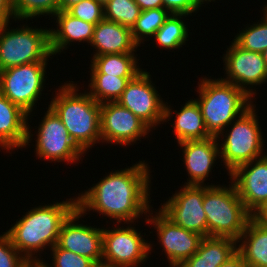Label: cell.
<instances>
[{"mask_svg":"<svg viewBox=\"0 0 267 267\" xmlns=\"http://www.w3.org/2000/svg\"><path fill=\"white\" fill-rule=\"evenodd\" d=\"M262 55H263L264 61L266 62V65H267V49H265L263 51Z\"/></svg>","mask_w":267,"mask_h":267,"instance_id":"obj_42","label":"cell"},{"mask_svg":"<svg viewBox=\"0 0 267 267\" xmlns=\"http://www.w3.org/2000/svg\"><path fill=\"white\" fill-rule=\"evenodd\" d=\"M28 113L0 92V146L6 150L26 147L31 140Z\"/></svg>","mask_w":267,"mask_h":267,"instance_id":"obj_19","label":"cell"},{"mask_svg":"<svg viewBox=\"0 0 267 267\" xmlns=\"http://www.w3.org/2000/svg\"><path fill=\"white\" fill-rule=\"evenodd\" d=\"M224 56L227 78L221 80L234 84L247 92L252 98L256 94L248 85H260L267 82V65L261 53L247 51L239 47L234 41L227 48ZM247 85V86H245Z\"/></svg>","mask_w":267,"mask_h":267,"instance_id":"obj_14","label":"cell"},{"mask_svg":"<svg viewBox=\"0 0 267 267\" xmlns=\"http://www.w3.org/2000/svg\"><path fill=\"white\" fill-rule=\"evenodd\" d=\"M30 262L12 244L7 233L0 235V267H29Z\"/></svg>","mask_w":267,"mask_h":267,"instance_id":"obj_34","label":"cell"},{"mask_svg":"<svg viewBox=\"0 0 267 267\" xmlns=\"http://www.w3.org/2000/svg\"><path fill=\"white\" fill-rule=\"evenodd\" d=\"M163 8L170 14H186L196 12L200 7L199 0H162Z\"/></svg>","mask_w":267,"mask_h":267,"instance_id":"obj_35","label":"cell"},{"mask_svg":"<svg viewBox=\"0 0 267 267\" xmlns=\"http://www.w3.org/2000/svg\"><path fill=\"white\" fill-rule=\"evenodd\" d=\"M219 267H249V265L244 261L241 254L237 251L232 257H230Z\"/></svg>","mask_w":267,"mask_h":267,"instance_id":"obj_37","label":"cell"},{"mask_svg":"<svg viewBox=\"0 0 267 267\" xmlns=\"http://www.w3.org/2000/svg\"><path fill=\"white\" fill-rule=\"evenodd\" d=\"M150 78L146 71L138 73L116 102L129 109L149 128H155L160 122L170 120L172 109L160 99Z\"/></svg>","mask_w":267,"mask_h":267,"instance_id":"obj_8","label":"cell"},{"mask_svg":"<svg viewBox=\"0 0 267 267\" xmlns=\"http://www.w3.org/2000/svg\"><path fill=\"white\" fill-rule=\"evenodd\" d=\"M219 139L211 136L203 140H188L178 143L183 148L184 164L186 166L189 182L186 185H203L219 157Z\"/></svg>","mask_w":267,"mask_h":267,"instance_id":"obj_18","label":"cell"},{"mask_svg":"<svg viewBox=\"0 0 267 267\" xmlns=\"http://www.w3.org/2000/svg\"><path fill=\"white\" fill-rule=\"evenodd\" d=\"M104 18L132 29L141 9L134 0H103Z\"/></svg>","mask_w":267,"mask_h":267,"instance_id":"obj_29","label":"cell"},{"mask_svg":"<svg viewBox=\"0 0 267 267\" xmlns=\"http://www.w3.org/2000/svg\"><path fill=\"white\" fill-rule=\"evenodd\" d=\"M151 247L132 226L103 229L102 264L110 267L136 266L145 262Z\"/></svg>","mask_w":267,"mask_h":267,"instance_id":"obj_10","label":"cell"},{"mask_svg":"<svg viewBox=\"0 0 267 267\" xmlns=\"http://www.w3.org/2000/svg\"><path fill=\"white\" fill-rule=\"evenodd\" d=\"M229 175L246 209L254 215L267 201V154L238 166Z\"/></svg>","mask_w":267,"mask_h":267,"instance_id":"obj_16","label":"cell"},{"mask_svg":"<svg viewBox=\"0 0 267 267\" xmlns=\"http://www.w3.org/2000/svg\"><path fill=\"white\" fill-rule=\"evenodd\" d=\"M76 87L65 83L49 106L60 117L75 144L85 152L101 140V104L88 92L78 94Z\"/></svg>","mask_w":267,"mask_h":267,"instance_id":"obj_3","label":"cell"},{"mask_svg":"<svg viewBox=\"0 0 267 267\" xmlns=\"http://www.w3.org/2000/svg\"><path fill=\"white\" fill-rule=\"evenodd\" d=\"M147 223L154 224L157 229L159 243L162 244L170 267H178L189 259L199 248L202 235L176 225L161 210L150 218Z\"/></svg>","mask_w":267,"mask_h":267,"instance_id":"obj_15","label":"cell"},{"mask_svg":"<svg viewBox=\"0 0 267 267\" xmlns=\"http://www.w3.org/2000/svg\"><path fill=\"white\" fill-rule=\"evenodd\" d=\"M14 19H31L37 15L54 16L60 11V0H11Z\"/></svg>","mask_w":267,"mask_h":267,"instance_id":"obj_30","label":"cell"},{"mask_svg":"<svg viewBox=\"0 0 267 267\" xmlns=\"http://www.w3.org/2000/svg\"><path fill=\"white\" fill-rule=\"evenodd\" d=\"M10 18L14 19L11 0H0V25L10 22Z\"/></svg>","mask_w":267,"mask_h":267,"instance_id":"obj_36","label":"cell"},{"mask_svg":"<svg viewBox=\"0 0 267 267\" xmlns=\"http://www.w3.org/2000/svg\"><path fill=\"white\" fill-rule=\"evenodd\" d=\"M186 14H170L163 25L156 31L154 35L155 41L166 49H177L185 44L188 38V29L181 20Z\"/></svg>","mask_w":267,"mask_h":267,"instance_id":"obj_27","label":"cell"},{"mask_svg":"<svg viewBox=\"0 0 267 267\" xmlns=\"http://www.w3.org/2000/svg\"><path fill=\"white\" fill-rule=\"evenodd\" d=\"M196 101L201 109L206 130L219 139L224 128L241 116L253 104L252 97L234 84L221 79L203 78Z\"/></svg>","mask_w":267,"mask_h":267,"instance_id":"obj_4","label":"cell"},{"mask_svg":"<svg viewBox=\"0 0 267 267\" xmlns=\"http://www.w3.org/2000/svg\"><path fill=\"white\" fill-rule=\"evenodd\" d=\"M236 243L229 237H204L196 253L178 267H219L237 252Z\"/></svg>","mask_w":267,"mask_h":267,"instance_id":"obj_22","label":"cell"},{"mask_svg":"<svg viewBox=\"0 0 267 267\" xmlns=\"http://www.w3.org/2000/svg\"><path fill=\"white\" fill-rule=\"evenodd\" d=\"M263 10L267 13V5L263 8Z\"/></svg>","mask_w":267,"mask_h":267,"instance_id":"obj_45","label":"cell"},{"mask_svg":"<svg viewBox=\"0 0 267 267\" xmlns=\"http://www.w3.org/2000/svg\"><path fill=\"white\" fill-rule=\"evenodd\" d=\"M8 23L0 25V71L33 62L48 61L52 56L50 29L23 26L10 30L7 28Z\"/></svg>","mask_w":267,"mask_h":267,"instance_id":"obj_6","label":"cell"},{"mask_svg":"<svg viewBox=\"0 0 267 267\" xmlns=\"http://www.w3.org/2000/svg\"><path fill=\"white\" fill-rule=\"evenodd\" d=\"M140 7L142 11L154 9V8H163L162 0H134Z\"/></svg>","mask_w":267,"mask_h":267,"instance_id":"obj_38","label":"cell"},{"mask_svg":"<svg viewBox=\"0 0 267 267\" xmlns=\"http://www.w3.org/2000/svg\"><path fill=\"white\" fill-rule=\"evenodd\" d=\"M51 250L53 254L52 261L54 262V267H95L97 265L93 260L78 255L72 251L59 248L57 245L51 248ZM40 263L43 267H52L44 263L43 260H40Z\"/></svg>","mask_w":267,"mask_h":267,"instance_id":"obj_33","label":"cell"},{"mask_svg":"<svg viewBox=\"0 0 267 267\" xmlns=\"http://www.w3.org/2000/svg\"><path fill=\"white\" fill-rule=\"evenodd\" d=\"M59 28L50 30V49L52 55L61 53L73 41L91 43L95 25L72 16L68 11L54 15Z\"/></svg>","mask_w":267,"mask_h":267,"instance_id":"obj_21","label":"cell"},{"mask_svg":"<svg viewBox=\"0 0 267 267\" xmlns=\"http://www.w3.org/2000/svg\"><path fill=\"white\" fill-rule=\"evenodd\" d=\"M260 23L250 25L235 36L233 40L239 47L247 51L263 53L267 49V13L263 11Z\"/></svg>","mask_w":267,"mask_h":267,"instance_id":"obj_31","label":"cell"},{"mask_svg":"<svg viewBox=\"0 0 267 267\" xmlns=\"http://www.w3.org/2000/svg\"><path fill=\"white\" fill-rule=\"evenodd\" d=\"M134 53L93 56L91 74H108L117 77H135L142 71Z\"/></svg>","mask_w":267,"mask_h":267,"instance_id":"obj_25","label":"cell"},{"mask_svg":"<svg viewBox=\"0 0 267 267\" xmlns=\"http://www.w3.org/2000/svg\"><path fill=\"white\" fill-rule=\"evenodd\" d=\"M81 1L82 0H60V11H67L70 7Z\"/></svg>","mask_w":267,"mask_h":267,"instance_id":"obj_40","label":"cell"},{"mask_svg":"<svg viewBox=\"0 0 267 267\" xmlns=\"http://www.w3.org/2000/svg\"><path fill=\"white\" fill-rule=\"evenodd\" d=\"M90 45L97 49L93 56L134 53L138 47L130 28L105 18L95 25Z\"/></svg>","mask_w":267,"mask_h":267,"instance_id":"obj_20","label":"cell"},{"mask_svg":"<svg viewBox=\"0 0 267 267\" xmlns=\"http://www.w3.org/2000/svg\"><path fill=\"white\" fill-rule=\"evenodd\" d=\"M144 161L130 168L110 172L95 186L77 197V209L82 214L95 210L99 214L117 220L134 222L149 212L150 174Z\"/></svg>","mask_w":267,"mask_h":267,"instance_id":"obj_1","label":"cell"},{"mask_svg":"<svg viewBox=\"0 0 267 267\" xmlns=\"http://www.w3.org/2000/svg\"><path fill=\"white\" fill-rule=\"evenodd\" d=\"M29 267H43V265L40 262H36V263H30Z\"/></svg>","mask_w":267,"mask_h":267,"instance_id":"obj_41","label":"cell"},{"mask_svg":"<svg viewBox=\"0 0 267 267\" xmlns=\"http://www.w3.org/2000/svg\"><path fill=\"white\" fill-rule=\"evenodd\" d=\"M76 209L77 198L35 207L6 233L12 244L21 254L24 253L23 256L30 263L40 262L39 258L35 259L32 255L43 251L45 246L53 248L57 244L62 223Z\"/></svg>","mask_w":267,"mask_h":267,"instance_id":"obj_2","label":"cell"},{"mask_svg":"<svg viewBox=\"0 0 267 267\" xmlns=\"http://www.w3.org/2000/svg\"><path fill=\"white\" fill-rule=\"evenodd\" d=\"M245 240H244V239ZM242 242H241V241ZM237 245V251L241 254L249 267L267 266V223L251 217Z\"/></svg>","mask_w":267,"mask_h":267,"instance_id":"obj_23","label":"cell"},{"mask_svg":"<svg viewBox=\"0 0 267 267\" xmlns=\"http://www.w3.org/2000/svg\"><path fill=\"white\" fill-rule=\"evenodd\" d=\"M203 198V185H184L161 206L160 210L176 225L208 237Z\"/></svg>","mask_w":267,"mask_h":267,"instance_id":"obj_12","label":"cell"},{"mask_svg":"<svg viewBox=\"0 0 267 267\" xmlns=\"http://www.w3.org/2000/svg\"><path fill=\"white\" fill-rule=\"evenodd\" d=\"M89 95L98 103L116 102L134 77H117L108 74H90Z\"/></svg>","mask_w":267,"mask_h":267,"instance_id":"obj_26","label":"cell"},{"mask_svg":"<svg viewBox=\"0 0 267 267\" xmlns=\"http://www.w3.org/2000/svg\"><path fill=\"white\" fill-rule=\"evenodd\" d=\"M67 11L74 17L96 25L104 19V1L82 0Z\"/></svg>","mask_w":267,"mask_h":267,"instance_id":"obj_32","label":"cell"},{"mask_svg":"<svg viewBox=\"0 0 267 267\" xmlns=\"http://www.w3.org/2000/svg\"><path fill=\"white\" fill-rule=\"evenodd\" d=\"M100 120L101 140L110 144L130 145L151 130L129 109L118 102L102 103Z\"/></svg>","mask_w":267,"mask_h":267,"instance_id":"obj_13","label":"cell"},{"mask_svg":"<svg viewBox=\"0 0 267 267\" xmlns=\"http://www.w3.org/2000/svg\"><path fill=\"white\" fill-rule=\"evenodd\" d=\"M205 1H206V2H207V1H208V2H211V1H215V0H199L200 5L204 4L203 2H205Z\"/></svg>","mask_w":267,"mask_h":267,"instance_id":"obj_43","label":"cell"},{"mask_svg":"<svg viewBox=\"0 0 267 267\" xmlns=\"http://www.w3.org/2000/svg\"><path fill=\"white\" fill-rule=\"evenodd\" d=\"M203 208L208 237H229L238 241L253 216L231 186L204 185Z\"/></svg>","mask_w":267,"mask_h":267,"instance_id":"obj_5","label":"cell"},{"mask_svg":"<svg viewBox=\"0 0 267 267\" xmlns=\"http://www.w3.org/2000/svg\"><path fill=\"white\" fill-rule=\"evenodd\" d=\"M82 215L76 209L68 216L62 223L56 245L89 258L100 265L102 264L103 229L76 223L75 221H78Z\"/></svg>","mask_w":267,"mask_h":267,"instance_id":"obj_17","label":"cell"},{"mask_svg":"<svg viewBox=\"0 0 267 267\" xmlns=\"http://www.w3.org/2000/svg\"><path fill=\"white\" fill-rule=\"evenodd\" d=\"M169 15V12L164 8L141 11L135 25L131 29L135 43L140 46L144 38L153 37Z\"/></svg>","mask_w":267,"mask_h":267,"instance_id":"obj_28","label":"cell"},{"mask_svg":"<svg viewBox=\"0 0 267 267\" xmlns=\"http://www.w3.org/2000/svg\"><path fill=\"white\" fill-rule=\"evenodd\" d=\"M38 158L75 163L84 152L75 144L60 117L48 106V110L38 127L36 140Z\"/></svg>","mask_w":267,"mask_h":267,"instance_id":"obj_11","label":"cell"},{"mask_svg":"<svg viewBox=\"0 0 267 267\" xmlns=\"http://www.w3.org/2000/svg\"><path fill=\"white\" fill-rule=\"evenodd\" d=\"M177 113L174 124V134L177 142L188 140H203L211 137L205 127L201 109L196 99L189 100Z\"/></svg>","mask_w":267,"mask_h":267,"instance_id":"obj_24","label":"cell"},{"mask_svg":"<svg viewBox=\"0 0 267 267\" xmlns=\"http://www.w3.org/2000/svg\"><path fill=\"white\" fill-rule=\"evenodd\" d=\"M95 267H110V266H106V265L100 264V265H96Z\"/></svg>","mask_w":267,"mask_h":267,"instance_id":"obj_44","label":"cell"},{"mask_svg":"<svg viewBox=\"0 0 267 267\" xmlns=\"http://www.w3.org/2000/svg\"><path fill=\"white\" fill-rule=\"evenodd\" d=\"M47 62H33L0 71V92L30 115L45 82Z\"/></svg>","mask_w":267,"mask_h":267,"instance_id":"obj_9","label":"cell"},{"mask_svg":"<svg viewBox=\"0 0 267 267\" xmlns=\"http://www.w3.org/2000/svg\"><path fill=\"white\" fill-rule=\"evenodd\" d=\"M256 219L267 223V201L265 204L253 215Z\"/></svg>","mask_w":267,"mask_h":267,"instance_id":"obj_39","label":"cell"},{"mask_svg":"<svg viewBox=\"0 0 267 267\" xmlns=\"http://www.w3.org/2000/svg\"><path fill=\"white\" fill-rule=\"evenodd\" d=\"M255 106H251L236 122L231 123V130L224 135V142L219 145L220 157L223 158L225 168L231 173L238 166L263 157L265 143L261 128L255 113Z\"/></svg>","mask_w":267,"mask_h":267,"instance_id":"obj_7","label":"cell"}]
</instances>
